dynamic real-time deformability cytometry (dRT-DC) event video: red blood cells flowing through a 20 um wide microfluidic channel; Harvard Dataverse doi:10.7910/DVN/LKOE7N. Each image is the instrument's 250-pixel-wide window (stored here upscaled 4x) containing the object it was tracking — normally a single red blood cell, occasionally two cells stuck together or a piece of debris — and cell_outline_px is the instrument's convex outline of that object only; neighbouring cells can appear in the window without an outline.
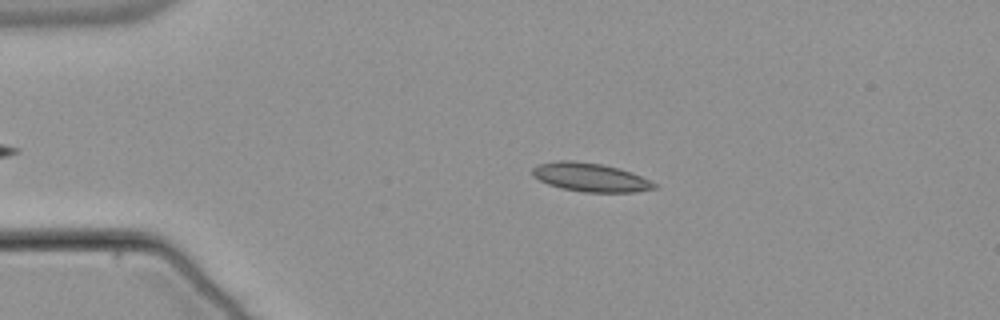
{"species": "common noctule bat (a hibernating species)", "species_latin": "Nyctalus noctula", "temperature_condition": "warm", "stored_images_in_passage": 47, "camera_frame_rate_fps": 3000, "um_per_image_px": 0.085, "animal": {"sex": "male", "body_mass_g": 21.5, "forearm_length_mm": 52.0}, "frame": {"image": 1, "passage_image": 11, "time_ms": 3.333, "image_size_px": [1000, 320], "cell_outline_px": [[656, 188], [632, 192], [584, 192], [564, 188], [548, 184], [532, 176], [532, 168], [536, 164], [556, 160], [572, 160], [600, 164], [620, 168], [640, 176], [656, 184]], "centroid_in_image_um": [50.12, 15.05], "position_along_channel_um": 34.9, "area_um2": 20.17}}
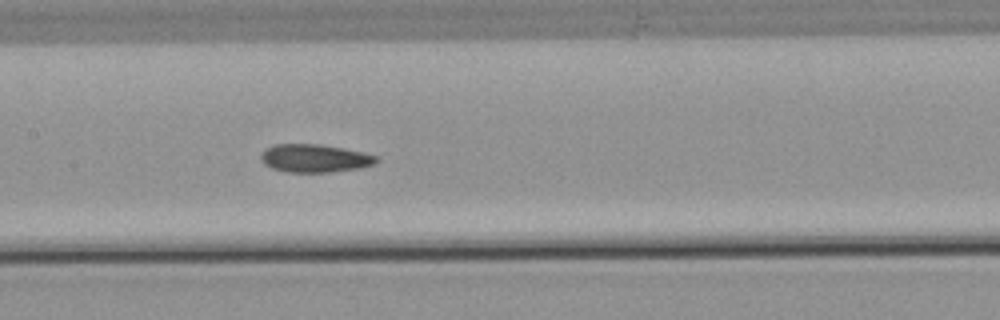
{"frame": {"image": 2, "passage_image": 26, "time_ms": 8.333, "image_size_px": [1000, 320], "cell_outline_px": [[380, 160], [376, 164], [360, 168], [332, 172], [284, 172], [272, 168], [264, 164], [260, 160], [260, 152], [264, 148], [272, 144], [320, 144], [344, 148], [364, 152], [376, 156]], "centroid_in_image_um": [26.73, 13.45], "position_along_channel_um": 180.7, "area_um2": 19.31}}
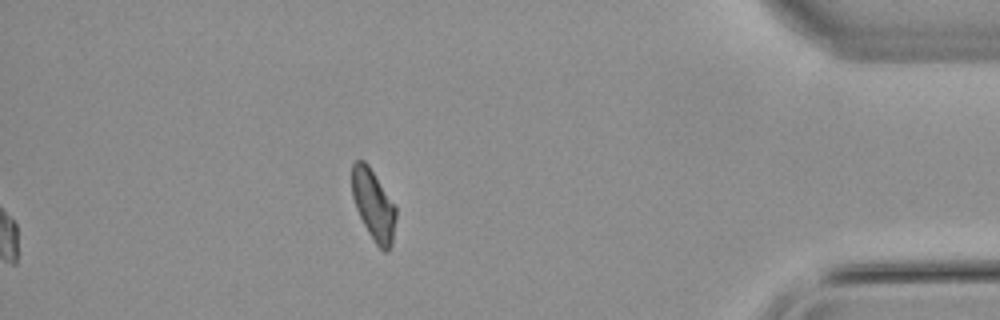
{"frame": {"image": 3, "passage_image": 47, "time_ms": 15.333, "image_size_px": [1000, 320], "cell_outline_px": [[396, 220], [392, 244], [388, 252], [384, 252], [376, 244], [368, 232], [356, 208], [352, 196], [352, 164], [356, 160], [364, 160], [368, 164], [396, 208]], "centroid_in_image_um": [31.74, 17.44], "position_along_channel_um": 403.5, "area_um2": 17.92}, "authors_computed_cell_mechanics": {"area_um2": 19.1318, "velocity_mm_per_s": 3.806, "shape_relaxation_time_tau1_ms": null, "shape_relaxation_time_tau2_ms": 3.5165, "deformation_change_tau1": null, "deformation_change_tau2": 0.0995}}